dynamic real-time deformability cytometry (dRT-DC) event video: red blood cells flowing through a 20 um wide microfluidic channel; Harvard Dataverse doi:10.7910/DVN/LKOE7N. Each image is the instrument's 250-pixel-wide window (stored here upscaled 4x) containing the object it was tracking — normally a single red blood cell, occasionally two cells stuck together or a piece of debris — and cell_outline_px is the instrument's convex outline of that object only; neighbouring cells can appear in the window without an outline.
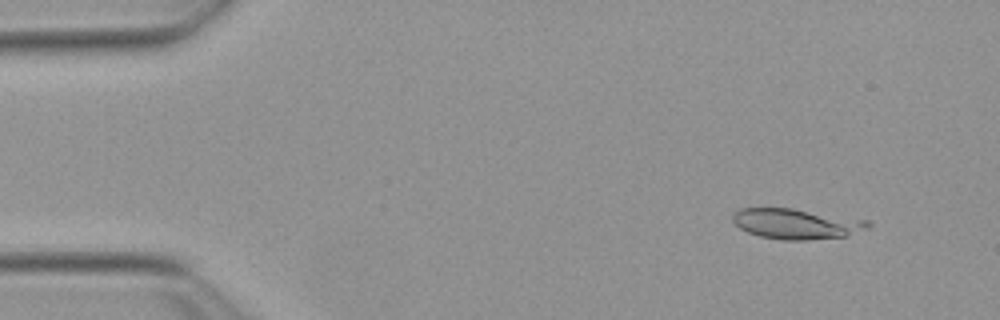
{"species": "Egyptian fruit bat (a non-hibernating species)", "species_latin": "Rousettus aegyptiacus", "temperature_condition": "warm", "stored_images_in_passage": 6, "camera_frame_rate_fps": 3000, "um_per_image_px": 0.085, "animal": {"sex": "female"}, "frame": {"image": 1, "passage_image": 5, "time_ms": 1.333, "image_size_px": [1000, 320], "cell_outline_px": [[872, 224], [868, 228], [844, 236], [808, 240], [784, 240], [760, 236], [748, 232], [740, 228], [732, 220], [732, 212], [740, 208], [792, 208], [868, 220]], "centroid_in_image_um": [67.66, 19.01], "position_along_channel_um": 17.3, "area_um2": 23.87}}